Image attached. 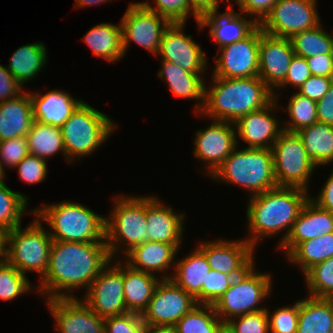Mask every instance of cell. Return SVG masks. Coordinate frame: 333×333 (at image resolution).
Wrapping results in <instances>:
<instances>
[{"label": "cell", "mask_w": 333, "mask_h": 333, "mask_svg": "<svg viewBox=\"0 0 333 333\" xmlns=\"http://www.w3.org/2000/svg\"><path fill=\"white\" fill-rule=\"evenodd\" d=\"M110 262L106 243L53 241L46 273L36 290L46 300L77 298L73 291L84 287L87 292Z\"/></svg>", "instance_id": "1"}, {"label": "cell", "mask_w": 333, "mask_h": 333, "mask_svg": "<svg viewBox=\"0 0 333 333\" xmlns=\"http://www.w3.org/2000/svg\"><path fill=\"white\" fill-rule=\"evenodd\" d=\"M309 198L307 190L297 187H276L249 197L246 208L249 236L244 239L256 249L263 238L269 239L284 231L279 246L289 235Z\"/></svg>", "instance_id": "2"}, {"label": "cell", "mask_w": 333, "mask_h": 333, "mask_svg": "<svg viewBox=\"0 0 333 333\" xmlns=\"http://www.w3.org/2000/svg\"><path fill=\"white\" fill-rule=\"evenodd\" d=\"M210 85L205 86V105L199 113L211 120L235 123L240 117L268 105L273 91L260 79L221 78L211 76Z\"/></svg>", "instance_id": "3"}, {"label": "cell", "mask_w": 333, "mask_h": 333, "mask_svg": "<svg viewBox=\"0 0 333 333\" xmlns=\"http://www.w3.org/2000/svg\"><path fill=\"white\" fill-rule=\"evenodd\" d=\"M29 214L48 224L53 241L106 243V219L88 206L75 201H59L30 209Z\"/></svg>", "instance_id": "4"}, {"label": "cell", "mask_w": 333, "mask_h": 333, "mask_svg": "<svg viewBox=\"0 0 333 333\" xmlns=\"http://www.w3.org/2000/svg\"><path fill=\"white\" fill-rule=\"evenodd\" d=\"M210 177L242 187L249 191L250 197L278 187L271 149L237 146Z\"/></svg>", "instance_id": "5"}, {"label": "cell", "mask_w": 333, "mask_h": 333, "mask_svg": "<svg viewBox=\"0 0 333 333\" xmlns=\"http://www.w3.org/2000/svg\"><path fill=\"white\" fill-rule=\"evenodd\" d=\"M105 219V242L111 259H117L119 252L125 255L148 241L146 195L115 196L113 209Z\"/></svg>", "instance_id": "6"}, {"label": "cell", "mask_w": 333, "mask_h": 333, "mask_svg": "<svg viewBox=\"0 0 333 333\" xmlns=\"http://www.w3.org/2000/svg\"><path fill=\"white\" fill-rule=\"evenodd\" d=\"M107 114L98 111L85 101L60 128L67 159L89 156L109 139L117 124Z\"/></svg>", "instance_id": "7"}, {"label": "cell", "mask_w": 333, "mask_h": 333, "mask_svg": "<svg viewBox=\"0 0 333 333\" xmlns=\"http://www.w3.org/2000/svg\"><path fill=\"white\" fill-rule=\"evenodd\" d=\"M272 275L256 270L255 263L241 276L234 278L231 286L213 304L217 316L225 324L232 318L266 309L259 304L270 298Z\"/></svg>", "instance_id": "8"}, {"label": "cell", "mask_w": 333, "mask_h": 333, "mask_svg": "<svg viewBox=\"0 0 333 333\" xmlns=\"http://www.w3.org/2000/svg\"><path fill=\"white\" fill-rule=\"evenodd\" d=\"M52 238L41 221L33 219L25 228L21 226L7 232V261L27 276L34 272L42 279L46 273Z\"/></svg>", "instance_id": "9"}, {"label": "cell", "mask_w": 333, "mask_h": 333, "mask_svg": "<svg viewBox=\"0 0 333 333\" xmlns=\"http://www.w3.org/2000/svg\"><path fill=\"white\" fill-rule=\"evenodd\" d=\"M278 187L309 191V180L316 164L310 159L297 132L283 130L271 148Z\"/></svg>", "instance_id": "10"}, {"label": "cell", "mask_w": 333, "mask_h": 333, "mask_svg": "<svg viewBox=\"0 0 333 333\" xmlns=\"http://www.w3.org/2000/svg\"><path fill=\"white\" fill-rule=\"evenodd\" d=\"M317 0H278L259 24L263 32L283 38L313 29L321 22Z\"/></svg>", "instance_id": "11"}, {"label": "cell", "mask_w": 333, "mask_h": 333, "mask_svg": "<svg viewBox=\"0 0 333 333\" xmlns=\"http://www.w3.org/2000/svg\"><path fill=\"white\" fill-rule=\"evenodd\" d=\"M119 259H111L83 294L82 300L103 319L128 312L124 301L123 263L120 256Z\"/></svg>", "instance_id": "12"}, {"label": "cell", "mask_w": 333, "mask_h": 333, "mask_svg": "<svg viewBox=\"0 0 333 333\" xmlns=\"http://www.w3.org/2000/svg\"><path fill=\"white\" fill-rule=\"evenodd\" d=\"M120 23L124 54L134 42L157 56L163 32L171 22L138 2H131Z\"/></svg>", "instance_id": "13"}, {"label": "cell", "mask_w": 333, "mask_h": 333, "mask_svg": "<svg viewBox=\"0 0 333 333\" xmlns=\"http://www.w3.org/2000/svg\"><path fill=\"white\" fill-rule=\"evenodd\" d=\"M259 42L260 25L244 39L218 48L220 55L214 57L211 76L234 79L258 76Z\"/></svg>", "instance_id": "14"}, {"label": "cell", "mask_w": 333, "mask_h": 333, "mask_svg": "<svg viewBox=\"0 0 333 333\" xmlns=\"http://www.w3.org/2000/svg\"><path fill=\"white\" fill-rule=\"evenodd\" d=\"M205 129L195 133L194 157L204 161L202 174L211 176L237 147L236 128L233 122L213 120Z\"/></svg>", "instance_id": "15"}, {"label": "cell", "mask_w": 333, "mask_h": 333, "mask_svg": "<svg viewBox=\"0 0 333 333\" xmlns=\"http://www.w3.org/2000/svg\"><path fill=\"white\" fill-rule=\"evenodd\" d=\"M195 305V299L171 279H161L141 317L146 325L175 326Z\"/></svg>", "instance_id": "16"}, {"label": "cell", "mask_w": 333, "mask_h": 333, "mask_svg": "<svg viewBox=\"0 0 333 333\" xmlns=\"http://www.w3.org/2000/svg\"><path fill=\"white\" fill-rule=\"evenodd\" d=\"M184 22H173L164 30L157 56L183 70L204 74L207 71V57L203 48L191 35L185 34Z\"/></svg>", "instance_id": "17"}, {"label": "cell", "mask_w": 333, "mask_h": 333, "mask_svg": "<svg viewBox=\"0 0 333 333\" xmlns=\"http://www.w3.org/2000/svg\"><path fill=\"white\" fill-rule=\"evenodd\" d=\"M210 268L233 276H241L255 263V248L244 238L237 240H207L197 243Z\"/></svg>", "instance_id": "18"}, {"label": "cell", "mask_w": 333, "mask_h": 333, "mask_svg": "<svg viewBox=\"0 0 333 333\" xmlns=\"http://www.w3.org/2000/svg\"><path fill=\"white\" fill-rule=\"evenodd\" d=\"M279 99L274 98L265 107L240 117L234 124L236 128L237 146L242 140L247 144L244 148L271 149L274 142L284 130L281 121L273 115L276 113ZM273 115V116H272ZM280 121V122H279Z\"/></svg>", "instance_id": "19"}, {"label": "cell", "mask_w": 333, "mask_h": 333, "mask_svg": "<svg viewBox=\"0 0 333 333\" xmlns=\"http://www.w3.org/2000/svg\"><path fill=\"white\" fill-rule=\"evenodd\" d=\"M57 333H104V319L80 298H52L46 301Z\"/></svg>", "instance_id": "20"}, {"label": "cell", "mask_w": 333, "mask_h": 333, "mask_svg": "<svg viewBox=\"0 0 333 333\" xmlns=\"http://www.w3.org/2000/svg\"><path fill=\"white\" fill-rule=\"evenodd\" d=\"M294 55L290 38L269 35L260 26L258 76L272 91L285 80Z\"/></svg>", "instance_id": "21"}, {"label": "cell", "mask_w": 333, "mask_h": 333, "mask_svg": "<svg viewBox=\"0 0 333 333\" xmlns=\"http://www.w3.org/2000/svg\"><path fill=\"white\" fill-rule=\"evenodd\" d=\"M162 201L156 196L146 195L148 241L174 244L180 249L186 213H177Z\"/></svg>", "instance_id": "22"}, {"label": "cell", "mask_w": 333, "mask_h": 333, "mask_svg": "<svg viewBox=\"0 0 333 333\" xmlns=\"http://www.w3.org/2000/svg\"><path fill=\"white\" fill-rule=\"evenodd\" d=\"M234 6L233 2L225 12L207 14L197 22L199 29L210 27L209 36L218 48L244 39L259 25L253 18L236 12Z\"/></svg>", "instance_id": "23"}, {"label": "cell", "mask_w": 333, "mask_h": 333, "mask_svg": "<svg viewBox=\"0 0 333 333\" xmlns=\"http://www.w3.org/2000/svg\"><path fill=\"white\" fill-rule=\"evenodd\" d=\"M333 232V214L313 202L310 198L302 208L292 229L278 249L286 257L301 243Z\"/></svg>", "instance_id": "24"}, {"label": "cell", "mask_w": 333, "mask_h": 333, "mask_svg": "<svg viewBox=\"0 0 333 333\" xmlns=\"http://www.w3.org/2000/svg\"><path fill=\"white\" fill-rule=\"evenodd\" d=\"M178 251L174 244L147 241L133 247L125 254L127 259L123 261L135 270L153 275L164 273L160 279H171L172 274L167 270H174Z\"/></svg>", "instance_id": "25"}, {"label": "cell", "mask_w": 333, "mask_h": 333, "mask_svg": "<svg viewBox=\"0 0 333 333\" xmlns=\"http://www.w3.org/2000/svg\"><path fill=\"white\" fill-rule=\"evenodd\" d=\"M39 92H29L34 120L58 128H61L84 102L61 89L50 90L44 95Z\"/></svg>", "instance_id": "26"}, {"label": "cell", "mask_w": 333, "mask_h": 333, "mask_svg": "<svg viewBox=\"0 0 333 333\" xmlns=\"http://www.w3.org/2000/svg\"><path fill=\"white\" fill-rule=\"evenodd\" d=\"M161 67L157 73L158 77L168 84L174 96L197 100L194 110L200 113L205 105V81L204 74H196L183 70L172 62L161 60ZM200 101V102H199Z\"/></svg>", "instance_id": "27"}, {"label": "cell", "mask_w": 333, "mask_h": 333, "mask_svg": "<svg viewBox=\"0 0 333 333\" xmlns=\"http://www.w3.org/2000/svg\"><path fill=\"white\" fill-rule=\"evenodd\" d=\"M29 92L0 103V141L26 137L33 124Z\"/></svg>", "instance_id": "28"}, {"label": "cell", "mask_w": 333, "mask_h": 333, "mask_svg": "<svg viewBox=\"0 0 333 333\" xmlns=\"http://www.w3.org/2000/svg\"><path fill=\"white\" fill-rule=\"evenodd\" d=\"M194 251L175 261L171 280L190 294L197 304H201L202 285H206L210 265L205 254L195 247Z\"/></svg>", "instance_id": "29"}, {"label": "cell", "mask_w": 333, "mask_h": 333, "mask_svg": "<svg viewBox=\"0 0 333 333\" xmlns=\"http://www.w3.org/2000/svg\"><path fill=\"white\" fill-rule=\"evenodd\" d=\"M122 262L125 306L128 312L142 315L161 279L157 275L131 268L123 259Z\"/></svg>", "instance_id": "30"}, {"label": "cell", "mask_w": 333, "mask_h": 333, "mask_svg": "<svg viewBox=\"0 0 333 333\" xmlns=\"http://www.w3.org/2000/svg\"><path fill=\"white\" fill-rule=\"evenodd\" d=\"M82 39L95 56L109 63H116L126 56L122 47L121 23L97 24Z\"/></svg>", "instance_id": "31"}, {"label": "cell", "mask_w": 333, "mask_h": 333, "mask_svg": "<svg viewBox=\"0 0 333 333\" xmlns=\"http://www.w3.org/2000/svg\"><path fill=\"white\" fill-rule=\"evenodd\" d=\"M46 48L43 42L29 43L17 48L11 56L6 68L22 86L29 80H34L35 76L37 77L47 66L48 51Z\"/></svg>", "instance_id": "32"}, {"label": "cell", "mask_w": 333, "mask_h": 333, "mask_svg": "<svg viewBox=\"0 0 333 333\" xmlns=\"http://www.w3.org/2000/svg\"><path fill=\"white\" fill-rule=\"evenodd\" d=\"M332 322L333 302L329 298L299 299L297 333H330Z\"/></svg>", "instance_id": "33"}, {"label": "cell", "mask_w": 333, "mask_h": 333, "mask_svg": "<svg viewBox=\"0 0 333 333\" xmlns=\"http://www.w3.org/2000/svg\"><path fill=\"white\" fill-rule=\"evenodd\" d=\"M317 167L333 162V126L316 122L297 132Z\"/></svg>", "instance_id": "34"}, {"label": "cell", "mask_w": 333, "mask_h": 333, "mask_svg": "<svg viewBox=\"0 0 333 333\" xmlns=\"http://www.w3.org/2000/svg\"><path fill=\"white\" fill-rule=\"evenodd\" d=\"M29 152L41 159L48 160L54 154L62 153L68 164H72L66 157L64 140L61 129L48 124L33 121L31 129L26 135Z\"/></svg>", "instance_id": "35"}, {"label": "cell", "mask_w": 333, "mask_h": 333, "mask_svg": "<svg viewBox=\"0 0 333 333\" xmlns=\"http://www.w3.org/2000/svg\"><path fill=\"white\" fill-rule=\"evenodd\" d=\"M333 257V232L301 242L286 258L304 274L313 265Z\"/></svg>", "instance_id": "36"}, {"label": "cell", "mask_w": 333, "mask_h": 333, "mask_svg": "<svg viewBox=\"0 0 333 333\" xmlns=\"http://www.w3.org/2000/svg\"><path fill=\"white\" fill-rule=\"evenodd\" d=\"M178 333H225L213 305L197 304L175 325Z\"/></svg>", "instance_id": "37"}, {"label": "cell", "mask_w": 333, "mask_h": 333, "mask_svg": "<svg viewBox=\"0 0 333 333\" xmlns=\"http://www.w3.org/2000/svg\"><path fill=\"white\" fill-rule=\"evenodd\" d=\"M333 35L322 28V22L313 29L294 34L290 40L297 56L310 58L323 54H333Z\"/></svg>", "instance_id": "38"}, {"label": "cell", "mask_w": 333, "mask_h": 333, "mask_svg": "<svg viewBox=\"0 0 333 333\" xmlns=\"http://www.w3.org/2000/svg\"><path fill=\"white\" fill-rule=\"evenodd\" d=\"M28 197L0 183V229L6 232L22 226V218L28 206Z\"/></svg>", "instance_id": "39"}, {"label": "cell", "mask_w": 333, "mask_h": 333, "mask_svg": "<svg viewBox=\"0 0 333 333\" xmlns=\"http://www.w3.org/2000/svg\"><path fill=\"white\" fill-rule=\"evenodd\" d=\"M286 110L289 120L283 121V129L290 132H298L301 129L318 122L317 102L293 92L287 103Z\"/></svg>", "instance_id": "40"}, {"label": "cell", "mask_w": 333, "mask_h": 333, "mask_svg": "<svg viewBox=\"0 0 333 333\" xmlns=\"http://www.w3.org/2000/svg\"><path fill=\"white\" fill-rule=\"evenodd\" d=\"M302 275L308 296L330 298L333 295V257L313 265Z\"/></svg>", "instance_id": "41"}, {"label": "cell", "mask_w": 333, "mask_h": 333, "mask_svg": "<svg viewBox=\"0 0 333 333\" xmlns=\"http://www.w3.org/2000/svg\"><path fill=\"white\" fill-rule=\"evenodd\" d=\"M32 284L28 277L19 272L8 261L0 265V299L11 301L27 292H31Z\"/></svg>", "instance_id": "42"}, {"label": "cell", "mask_w": 333, "mask_h": 333, "mask_svg": "<svg viewBox=\"0 0 333 333\" xmlns=\"http://www.w3.org/2000/svg\"><path fill=\"white\" fill-rule=\"evenodd\" d=\"M156 6L151 2H138L140 5L148 10L156 12L157 14L166 17L171 23L184 22L186 23L189 14L194 16L197 22L200 18L191 10L188 0H154ZM192 13V14H191Z\"/></svg>", "instance_id": "43"}, {"label": "cell", "mask_w": 333, "mask_h": 333, "mask_svg": "<svg viewBox=\"0 0 333 333\" xmlns=\"http://www.w3.org/2000/svg\"><path fill=\"white\" fill-rule=\"evenodd\" d=\"M225 333H270L267 309L232 318L224 324Z\"/></svg>", "instance_id": "44"}, {"label": "cell", "mask_w": 333, "mask_h": 333, "mask_svg": "<svg viewBox=\"0 0 333 333\" xmlns=\"http://www.w3.org/2000/svg\"><path fill=\"white\" fill-rule=\"evenodd\" d=\"M267 309L270 333H297L299 300L291 306H282L271 312Z\"/></svg>", "instance_id": "45"}, {"label": "cell", "mask_w": 333, "mask_h": 333, "mask_svg": "<svg viewBox=\"0 0 333 333\" xmlns=\"http://www.w3.org/2000/svg\"><path fill=\"white\" fill-rule=\"evenodd\" d=\"M233 276L210 269L206 285H202L201 304L213 305L231 286Z\"/></svg>", "instance_id": "46"}, {"label": "cell", "mask_w": 333, "mask_h": 333, "mask_svg": "<svg viewBox=\"0 0 333 333\" xmlns=\"http://www.w3.org/2000/svg\"><path fill=\"white\" fill-rule=\"evenodd\" d=\"M141 315L127 312L104 319V333H145Z\"/></svg>", "instance_id": "47"}, {"label": "cell", "mask_w": 333, "mask_h": 333, "mask_svg": "<svg viewBox=\"0 0 333 333\" xmlns=\"http://www.w3.org/2000/svg\"><path fill=\"white\" fill-rule=\"evenodd\" d=\"M29 154L26 137L0 141V162L4 169V166L14 168Z\"/></svg>", "instance_id": "48"}, {"label": "cell", "mask_w": 333, "mask_h": 333, "mask_svg": "<svg viewBox=\"0 0 333 333\" xmlns=\"http://www.w3.org/2000/svg\"><path fill=\"white\" fill-rule=\"evenodd\" d=\"M19 178L27 184L40 183L48 174L47 161L35 155H27L17 166Z\"/></svg>", "instance_id": "49"}, {"label": "cell", "mask_w": 333, "mask_h": 333, "mask_svg": "<svg viewBox=\"0 0 333 333\" xmlns=\"http://www.w3.org/2000/svg\"><path fill=\"white\" fill-rule=\"evenodd\" d=\"M311 76L306 58L294 55L285 80L273 91L274 98L278 99L280 96L276 90L287 88L288 85L298 90Z\"/></svg>", "instance_id": "50"}, {"label": "cell", "mask_w": 333, "mask_h": 333, "mask_svg": "<svg viewBox=\"0 0 333 333\" xmlns=\"http://www.w3.org/2000/svg\"><path fill=\"white\" fill-rule=\"evenodd\" d=\"M239 7L242 14L249 15L258 24L271 12L278 0H232Z\"/></svg>", "instance_id": "51"}, {"label": "cell", "mask_w": 333, "mask_h": 333, "mask_svg": "<svg viewBox=\"0 0 333 333\" xmlns=\"http://www.w3.org/2000/svg\"><path fill=\"white\" fill-rule=\"evenodd\" d=\"M332 83L333 78L312 75L296 92L317 102L327 93Z\"/></svg>", "instance_id": "52"}, {"label": "cell", "mask_w": 333, "mask_h": 333, "mask_svg": "<svg viewBox=\"0 0 333 333\" xmlns=\"http://www.w3.org/2000/svg\"><path fill=\"white\" fill-rule=\"evenodd\" d=\"M24 91L22 86L6 68L0 64V103L15 98Z\"/></svg>", "instance_id": "53"}, {"label": "cell", "mask_w": 333, "mask_h": 333, "mask_svg": "<svg viewBox=\"0 0 333 333\" xmlns=\"http://www.w3.org/2000/svg\"><path fill=\"white\" fill-rule=\"evenodd\" d=\"M306 60L312 75L333 78V54H318Z\"/></svg>", "instance_id": "54"}, {"label": "cell", "mask_w": 333, "mask_h": 333, "mask_svg": "<svg viewBox=\"0 0 333 333\" xmlns=\"http://www.w3.org/2000/svg\"><path fill=\"white\" fill-rule=\"evenodd\" d=\"M318 122L333 126V83L322 99L317 101Z\"/></svg>", "instance_id": "55"}, {"label": "cell", "mask_w": 333, "mask_h": 333, "mask_svg": "<svg viewBox=\"0 0 333 333\" xmlns=\"http://www.w3.org/2000/svg\"><path fill=\"white\" fill-rule=\"evenodd\" d=\"M318 194L317 197L310 196V199L333 214V172L330 173Z\"/></svg>", "instance_id": "56"}, {"label": "cell", "mask_w": 333, "mask_h": 333, "mask_svg": "<svg viewBox=\"0 0 333 333\" xmlns=\"http://www.w3.org/2000/svg\"><path fill=\"white\" fill-rule=\"evenodd\" d=\"M191 10L201 19L203 16L218 12L220 4L229 0H188Z\"/></svg>", "instance_id": "57"}, {"label": "cell", "mask_w": 333, "mask_h": 333, "mask_svg": "<svg viewBox=\"0 0 333 333\" xmlns=\"http://www.w3.org/2000/svg\"><path fill=\"white\" fill-rule=\"evenodd\" d=\"M145 333H178L175 326L146 325Z\"/></svg>", "instance_id": "58"}, {"label": "cell", "mask_w": 333, "mask_h": 333, "mask_svg": "<svg viewBox=\"0 0 333 333\" xmlns=\"http://www.w3.org/2000/svg\"><path fill=\"white\" fill-rule=\"evenodd\" d=\"M6 235L7 232L0 229V265L7 261Z\"/></svg>", "instance_id": "59"}, {"label": "cell", "mask_w": 333, "mask_h": 333, "mask_svg": "<svg viewBox=\"0 0 333 333\" xmlns=\"http://www.w3.org/2000/svg\"><path fill=\"white\" fill-rule=\"evenodd\" d=\"M112 1H114V0H112ZM107 2H111V0H75V3L76 4H74L75 6H74V8H81V9H83V8H85V6L87 7V6H95V5H100V4H103V3H107Z\"/></svg>", "instance_id": "60"}, {"label": "cell", "mask_w": 333, "mask_h": 333, "mask_svg": "<svg viewBox=\"0 0 333 333\" xmlns=\"http://www.w3.org/2000/svg\"><path fill=\"white\" fill-rule=\"evenodd\" d=\"M5 175H6V170L2 167V164L0 162V183L5 181L4 180Z\"/></svg>", "instance_id": "61"}, {"label": "cell", "mask_w": 333, "mask_h": 333, "mask_svg": "<svg viewBox=\"0 0 333 333\" xmlns=\"http://www.w3.org/2000/svg\"><path fill=\"white\" fill-rule=\"evenodd\" d=\"M330 333H333V322H332V325L330 327Z\"/></svg>", "instance_id": "62"}, {"label": "cell", "mask_w": 333, "mask_h": 333, "mask_svg": "<svg viewBox=\"0 0 333 333\" xmlns=\"http://www.w3.org/2000/svg\"><path fill=\"white\" fill-rule=\"evenodd\" d=\"M329 299L333 302V295Z\"/></svg>", "instance_id": "63"}]
</instances>
